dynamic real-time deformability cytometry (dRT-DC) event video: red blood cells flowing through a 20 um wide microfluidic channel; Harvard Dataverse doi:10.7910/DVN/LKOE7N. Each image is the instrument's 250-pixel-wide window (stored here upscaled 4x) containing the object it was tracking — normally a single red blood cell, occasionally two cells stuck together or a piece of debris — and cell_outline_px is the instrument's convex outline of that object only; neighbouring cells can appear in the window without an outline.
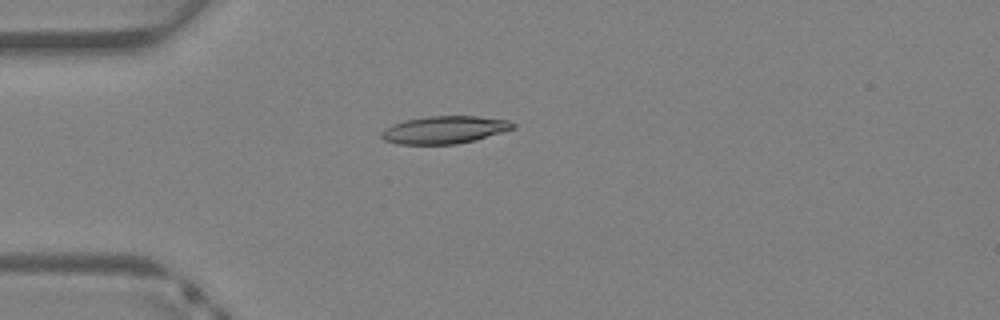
{"species": "Egyptian fruit bat (a non-hibernating species)", "species_latin": "Rousettus aegyptiacus", "temperature_condition": "warm", "stored_images_in_passage": 29, "camera_frame_rate_fps": 3000, "um_per_image_px": 0.085, "animal": {"sex": "female"}, "frame": {"image": 1, "passage_image": 1, "time_ms": 0.0, "image_size_px": [1000, 320], "cell_outline_px": [[516, 128], [476, 140], [456, 144], [396, 144], [384, 140], [380, 136], [380, 132], [384, 128], [392, 124], [404, 120], [428, 116], [476, 116], [508, 120], [516, 124]], "centroid_in_image_um": [37.76, 11.03], "position_along_channel_um": 47.2, "area_um2": 21.33}}
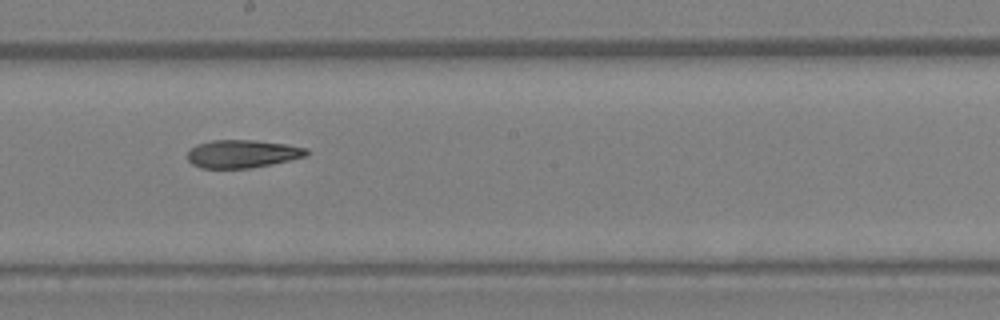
{"frame": {"image": 2, "passage_image": 12, "time_ms": 3.667, "image_size_px": [1000, 320], "cell_outline_px": [[308, 156], [248, 168], [200, 168], [192, 164], [188, 160], [188, 152], [196, 144], [212, 140], [252, 140], [284, 144], [308, 148]], "centroid_in_image_um": [20.58, 13.07], "position_along_channel_um": 227.6, "area_um2": 19.19}}
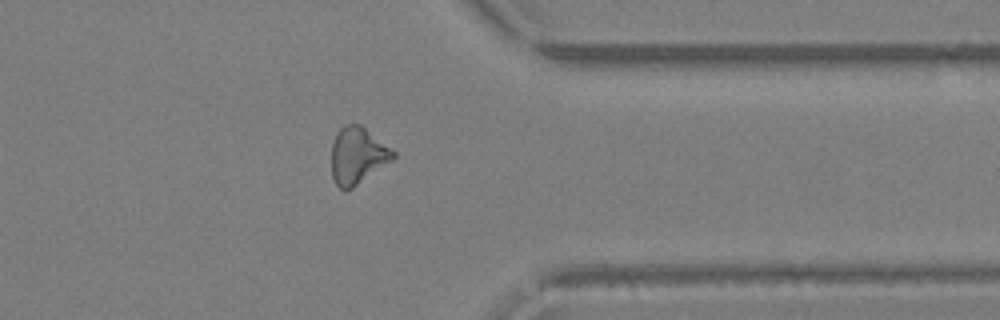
{"frame": {"image": 3, "passage_image": 21, "time_ms": 6.667, "image_size_px": [1000, 320], "cell_outline_px": [[396, 156], [392, 160], [352, 188], [340, 188], [336, 184], [332, 176], [332, 144], [336, 132], [344, 124], [360, 124], [396, 152]], "centroid_in_image_um": [30.38, 13.2], "position_along_channel_um": 381.0, "area_um2": 20.11}}